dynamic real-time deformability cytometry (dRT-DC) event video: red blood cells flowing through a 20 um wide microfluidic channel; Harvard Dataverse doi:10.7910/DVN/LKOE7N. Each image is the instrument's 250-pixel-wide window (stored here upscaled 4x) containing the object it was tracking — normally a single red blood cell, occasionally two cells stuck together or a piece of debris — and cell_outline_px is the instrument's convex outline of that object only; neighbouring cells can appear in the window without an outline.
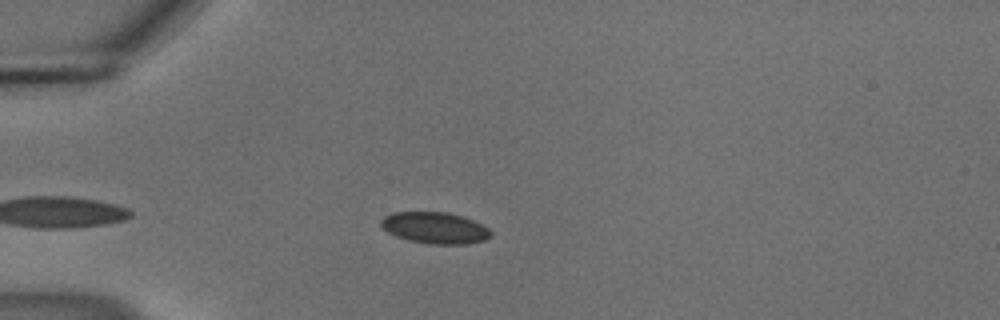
{"species": "common noctule bat (a hibernating species)", "species_latin": "Nyctalus noctula", "temperature_condition": "cold", "stored_images_in_passage": 41, "camera_frame_rate_fps": 3000, "um_per_image_px": 0.085, "animal": {"sex": "male", "body_mass_g": 18.8}, "frame": {"image": 1, "passage_image": 4, "time_ms": 1.0, "image_size_px": [1000, 320], "cell_outline_px": [[492, 232], [484, 240], [464, 244], [428, 244], [408, 240], [396, 236], [388, 232], [380, 224], [380, 220], [384, 216], [392, 212], [444, 212], [460, 216], [472, 220], [488, 228]], "centroid_in_image_um": [36.92, 19.37], "position_along_channel_um": 48.1, "area_um2": 19.88}}
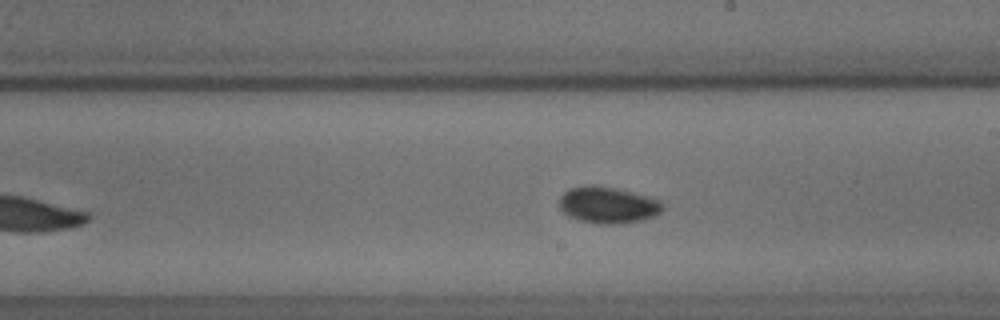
{"frame": {"image": 2, "passage_image": 21, "time_ms": 6.667, "image_size_px": [1000, 320], "cell_outline_px": [[664, 208], [660, 212], [652, 216], [640, 220], [616, 224], [596, 224], [580, 220], [564, 212], [560, 208], [560, 196], [568, 188], [588, 184], [596, 184], [632, 192], [660, 200], [664, 204]], "centroid_in_image_um": [51.66, 17.4], "position_along_channel_um": 237.3, "area_um2": 21.91}}
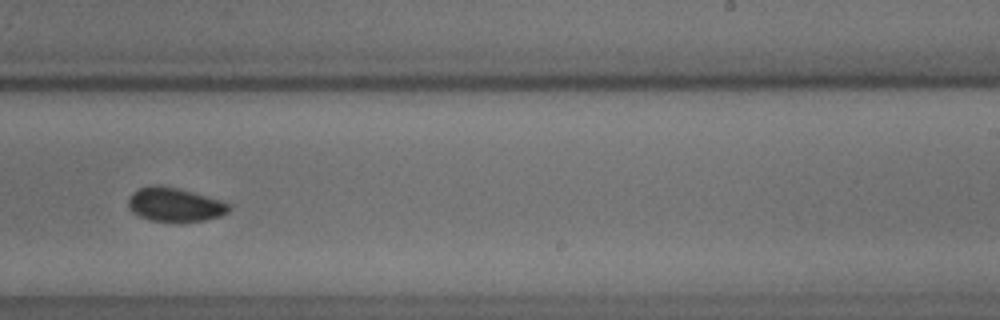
{"frame": {"image": 3, "passage_image": 24, "time_ms": 7.667, "image_size_px": [1000, 320], "cell_outline_px": [[232, 208], [228, 212], [220, 216], [204, 220], [148, 220], [132, 212], [128, 204], [128, 200], [132, 192], [136, 188], [152, 184], [160, 184], [180, 188], [220, 200], [228, 204]], "centroid_in_image_um": [14.82, 17.35], "position_along_channel_um": 274.2, "area_um2": 19.77}, "authors_computed_cell_mechanics": {"area_um2": 20.519, "velocity_mm_per_s": 3.6856, "shape_relaxation_time_tau1_ms": 3.6533, "shape_relaxation_time_tau2_ms": 1.7148, "deformation_change_tau1": 0.065, "deformation_change_tau2": 0.0442}}